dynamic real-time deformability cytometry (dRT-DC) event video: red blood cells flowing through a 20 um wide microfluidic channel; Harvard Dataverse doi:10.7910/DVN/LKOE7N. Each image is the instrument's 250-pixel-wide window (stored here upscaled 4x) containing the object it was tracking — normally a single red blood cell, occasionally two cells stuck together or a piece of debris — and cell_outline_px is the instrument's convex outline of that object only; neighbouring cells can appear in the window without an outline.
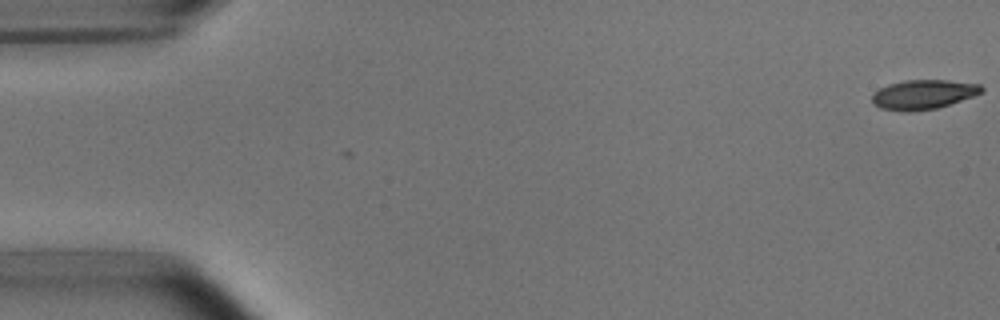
{"species": "common noctule bat (a hibernating species)", "species_latin": "Nyctalus noctula", "temperature_condition": "room temperature", "stored_images_in_passage": 4, "camera_frame_rate_fps": 3000, "um_per_image_px": 0.085, "animal": {"sex": "male", "body_mass_g": 15.6}, "frame": {"image": 1, "passage_image": 1, "time_ms": 0.0, "image_size_px": [1000, 320], "cell_outline_px": [[984, 88], [980, 92], [972, 96], [936, 108], [912, 112], [904, 112], [880, 108], [872, 104], [872, 96], [880, 88], [888, 84], [904, 80], [948, 80], [980, 84]], "centroid_in_image_um": [78.43, 8.03], "position_along_channel_um": 6.6, "area_um2": 18.67}}